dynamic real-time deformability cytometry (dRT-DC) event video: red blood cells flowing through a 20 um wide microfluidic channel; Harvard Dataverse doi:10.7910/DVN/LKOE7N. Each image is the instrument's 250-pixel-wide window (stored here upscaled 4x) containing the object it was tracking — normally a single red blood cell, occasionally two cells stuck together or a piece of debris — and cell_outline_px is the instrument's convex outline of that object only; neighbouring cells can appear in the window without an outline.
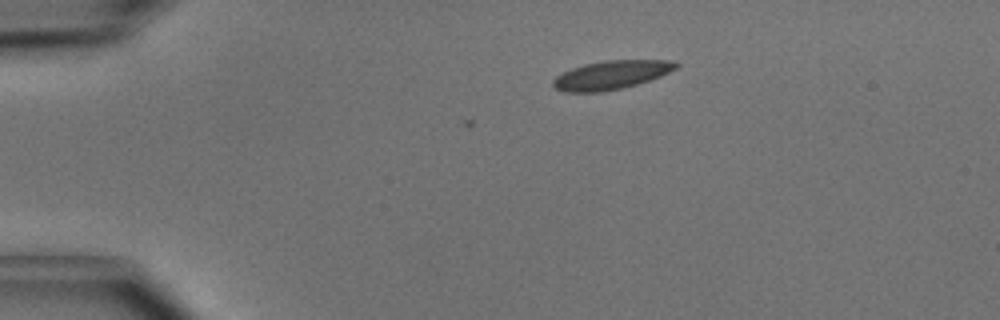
{"species": "common noctule bat (a hibernating species)", "species_latin": "Nyctalus noctula", "temperature_condition": "cold", "stored_images_in_passage": 7, "camera_frame_rate_fps": 3000, "um_per_image_px": 0.085, "animal": {"sex": "male", "body_mass_g": 15.6}, "frame": {"image": 1, "passage_image": 1, "time_ms": 0.0, "image_size_px": [1000, 320], "cell_outline_px": [[680, 64], [676, 68], [660, 76], [636, 84], [620, 88], [600, 92], [564, 92], [556, 88], [552, 84], [552, 80], [556, 76], [572, 68], [584, 64], [604, 60], [676, 60]], "centroid_in_image_um": [51.95, 6.36], "position_along_channel_um": 33.1, "area_um2": 20.4}}